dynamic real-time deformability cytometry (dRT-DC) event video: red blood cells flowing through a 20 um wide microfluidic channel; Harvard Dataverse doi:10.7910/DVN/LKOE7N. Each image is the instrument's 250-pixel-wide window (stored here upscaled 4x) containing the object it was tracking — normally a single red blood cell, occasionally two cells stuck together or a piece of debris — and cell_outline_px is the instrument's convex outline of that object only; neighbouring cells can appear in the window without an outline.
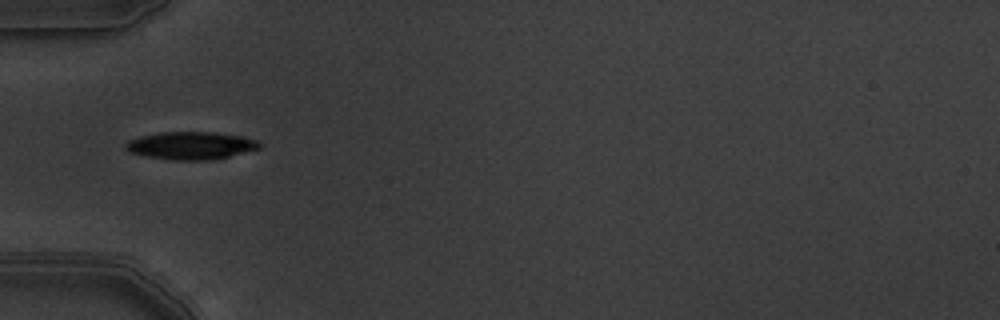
{"species": "common noctule bat (a hibernating species)", "species_latin": "Nyctalus noctula", "temperature_condition": "warm", "stored_images_in_passage": 5, "camera_frame_rate_fps": 3000, "um_per_image_px": 0.085, "animal": {"sex": "male", "body_mass_g": 19.5, "forearm_length_mm": 54.6}, "frame": {"image": 1, "passage_image": 2, "time_ms": 0.333, "image_size_px": [1000, 320], "cell_outline_px": [[260, 148], [228, 156], [208, 160], [172, 160], [144, 156], [132, 152], [124, 148], [124, 144], [128, 140], [140, 136], [160, 132], [212, 132], [240, 136], [256, 140], [260, 144]], "centroid_in_image_um": [16.16, 12.37], "position_along_channel_um": 68.8, "area_um2": 21.39}}